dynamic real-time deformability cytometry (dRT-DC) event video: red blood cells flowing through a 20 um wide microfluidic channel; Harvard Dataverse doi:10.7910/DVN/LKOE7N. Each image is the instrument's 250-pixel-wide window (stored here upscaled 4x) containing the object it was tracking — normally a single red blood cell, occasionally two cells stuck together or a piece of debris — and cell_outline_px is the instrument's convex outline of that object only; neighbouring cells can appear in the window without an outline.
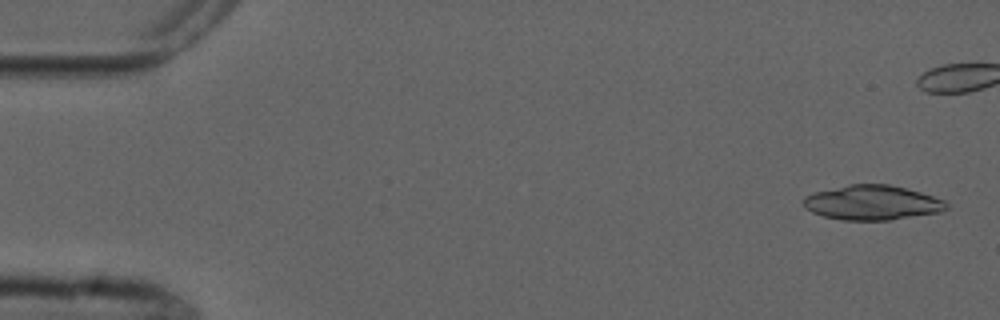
{"species": "common noctule bat (a hibernating species)", "species_latin": "Nyctalus noctula", "temperature_condition": "cold", "stored_images_in_passage": 7, "camera_frame_rate_fps": 3000, "um_per_image_px": 0.085, "animal": {"sex": "male", "forearm_length_mm": 52.5}, "frame": {"image": 1, "passage_image": 1, "time_ms": 0.0, "image_size_px": [1000, 320], "cell_outline_px": [[948, 208], [940, 212], [892, 220], [840, 220], [824, 216], [812, 212], [804, 208], [804, 196], [812, 192], [848, 184], [888, 184], [920, 192], [944, 200], [948, 204]], "centroid_in_image_um": [74.11, 17.23], "position_along_channel_um": 10.9, "area_um2": 29.02}}
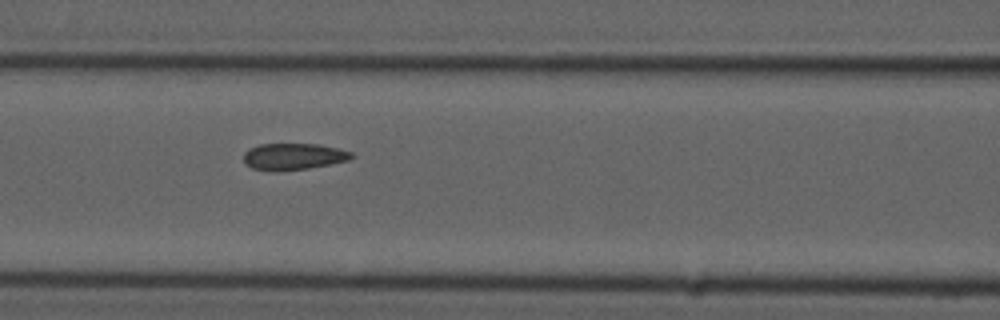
{"frame": {"image": 2, "passage_image": 7, "time_ms": 8.333, "image_size_px": [1000, 320], "cell_outline_px": [[356, 156], [348, 160], [308, 168], [276, 172], [252, 168], [244, 164], [244, 152], [248, 148], [260, 144], [316, 144], [340, 148], [352, 152]], "centroid_in_image_um": [24.92, 13.3], "position_along_channel_um": 141.7, "area_um2": 16.88}}